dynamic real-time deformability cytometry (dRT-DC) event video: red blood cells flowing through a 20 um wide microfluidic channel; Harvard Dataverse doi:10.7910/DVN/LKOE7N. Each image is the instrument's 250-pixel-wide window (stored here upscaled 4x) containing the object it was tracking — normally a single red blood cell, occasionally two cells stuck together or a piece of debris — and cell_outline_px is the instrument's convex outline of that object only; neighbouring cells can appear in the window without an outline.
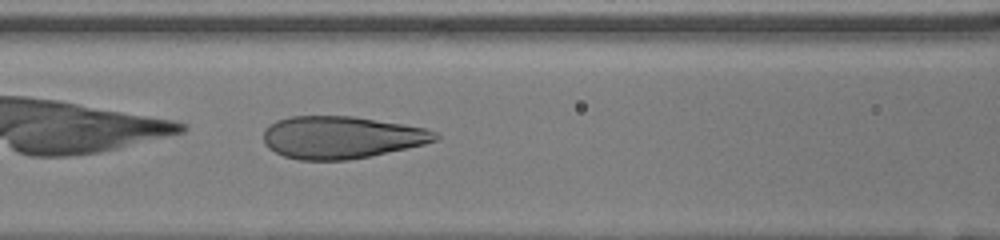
{"species": "human", "species_latin": "Homo sapiens", "temperature_condition": "room temperature", "stored_images_in_passage": 31, "camera_frame_rate_fps": 3000, "um_per_image_px": 0.085, "donor": {"sex": "female"}, "frame": {"image": 1, "passage_image": 9, "time_ms": 2.667, "image_size_px": [1000, 240], "cell_outline_px": [[440, 136], [436, 140], [424, 144], [408, 148], [348, 160], [300, 160], [284, 156], [268, 148], [264, 144], [264, 128], [276, 120], [292, 116], [352, 116], [404, 124], [424, 128], [436, 132]], "centroid_in_image_um": [28.99, 11.67], "position_along_channel_um": 137.6, "area_um2": 42.37}}
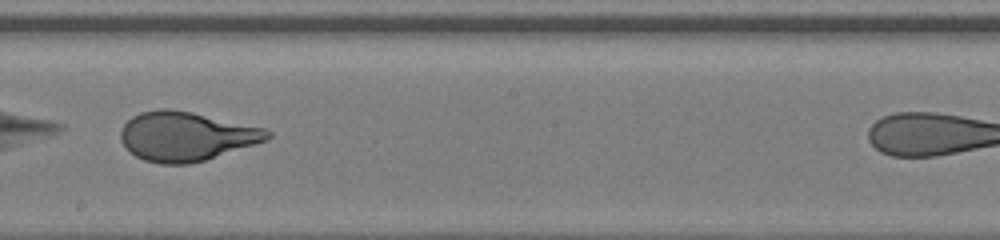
{"frame": {"image": 2, "passage_image": 16, "time_ms": 5.0, "image_size_px": [1000, 240], "cell_outline_px": [[272, 136], [264, 140], [204, 160], [188, 164], [160, 164], [144, 160], [136, 156], [120, 140], [120, 132], [124, 124], [132, 116], [140, 112], [156, 108], [172, 108], [192, 112], [264, 128], [272, 132]], "centroid_in_image_um": [15.76, 11.56], "position_along_channel_um": 232.4, "area_um2": 41.62}}
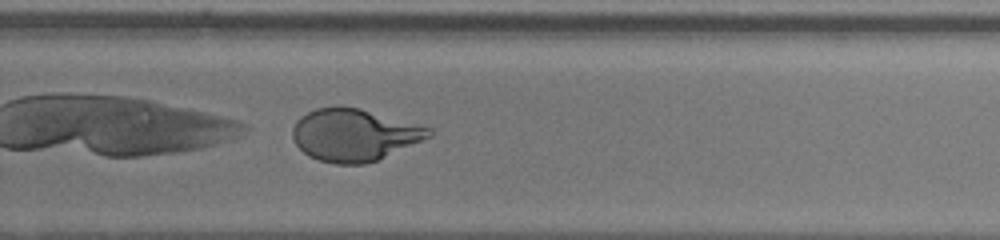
{"frame": {"image": 3, "passage_image": 21, "time_ms": 6.667, "image_size_px": [1000, 240], "cell_outline_px": [[432, 136], [376, 160], [364, 164], [332, 164], [308, 156], [296, 144], [292, 136], [292, 128], [296, 120], [300, 116], [316, 108], [340, 104], [360, 108], [432, 128]], "centroid_in_image_um": [30.07, 11.44], "position_along_channel_um": 299.7, "area_um2": 41.62}}